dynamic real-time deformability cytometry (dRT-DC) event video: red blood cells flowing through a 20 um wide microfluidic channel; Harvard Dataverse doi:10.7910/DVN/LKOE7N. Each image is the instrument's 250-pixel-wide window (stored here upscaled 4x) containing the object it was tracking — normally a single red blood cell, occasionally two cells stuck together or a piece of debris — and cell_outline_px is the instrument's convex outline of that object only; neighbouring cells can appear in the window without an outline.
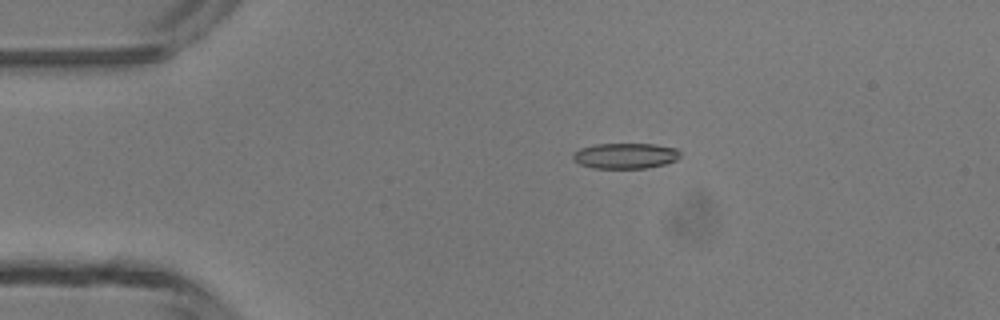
{"species": "common noctule bat (a hibernating species)", "species_latin": "Nyctalus noctula", "temperature_condition": "room temperature", "stored_images_in_passage": 3, "camera_frame_rate_fps": 3000, "um_per_image_px": 0.085, "animal": {"sex": "male", "body_mass_g": 13.3}, "frame": {"image": 1, "passage_image": 2, "time_ms": 1.333, "image_size_px": [1000, 320], "cell_outline_px": [[680, 156], [676, 160], [664, 164], [648, 168], [592, 168], [580, 164], [572, 156], [580, 148], [596, 144], [656, 144], [676, 148], [680, 152]], "centroid_in_image_um": [53.19, 13.24], "position_along_channel_um": 31.8, "area_um2": 15.9}}